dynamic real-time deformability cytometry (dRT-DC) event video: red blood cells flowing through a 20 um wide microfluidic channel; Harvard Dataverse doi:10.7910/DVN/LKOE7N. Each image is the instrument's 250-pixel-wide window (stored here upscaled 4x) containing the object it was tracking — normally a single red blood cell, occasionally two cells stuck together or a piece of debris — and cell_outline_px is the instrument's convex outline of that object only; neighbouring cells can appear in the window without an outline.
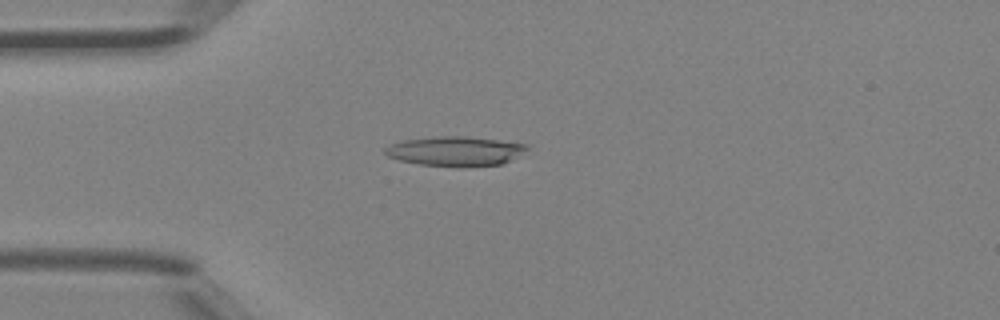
{"species": "Egyptian fruit bat (a non-hibernating species)", "species_latin": "Rousettus aegyptiacus", "temperature_condition": "room temperature", "stored_images_in_passage": 45, "camera_frame_rate_fps": 3000, "um_per_image_px": 0.085, "animal": {"sex": "female"}, "frame": {"image": 1, "passage_image": 12, "time_ms": 3.667, "image_size_px": [1000, 320], "cell_outline_px": [[528, 148], [508, 160], [500, 164], [420, 164], [400, 160], [388, 156], [384, 152], [384, 148], [392, 144], [404, 140], [436, 136], [464, 136], [528, 144]], "centroid_in_image_um": [38.63, 12.79], "position_along_channel_um": 46.4, "area_um2": 23.06}}
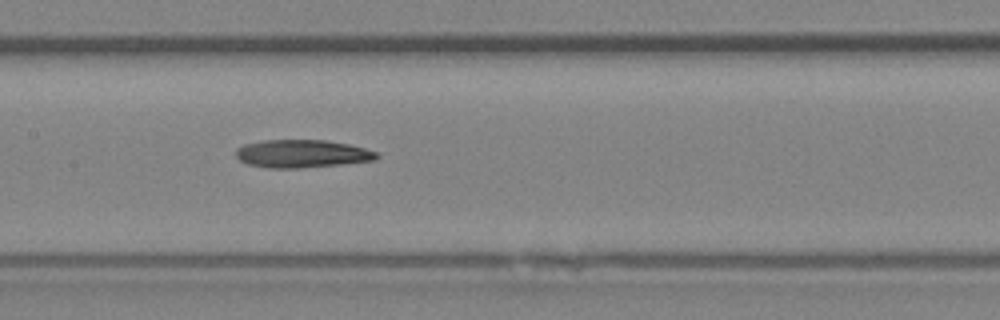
{"frame": {"image": 2, "passage_image": 22, "time_ms": 7.0, "image_size_px": [1000, 320], "cell_outline_px": [[380, 156], [376, 160], [340, 164], [300, 168], [268, 168], [248, 164], [240, 160], [236, 156], [236, 148], [244, 144], [264, 140], [328, 140], [348, 144], [364, 148], [376, 152]], "centroid_in_image_um": [25.66, 13.06], "position_along_channel_um": 181.7, "area_um2": 22.89}}
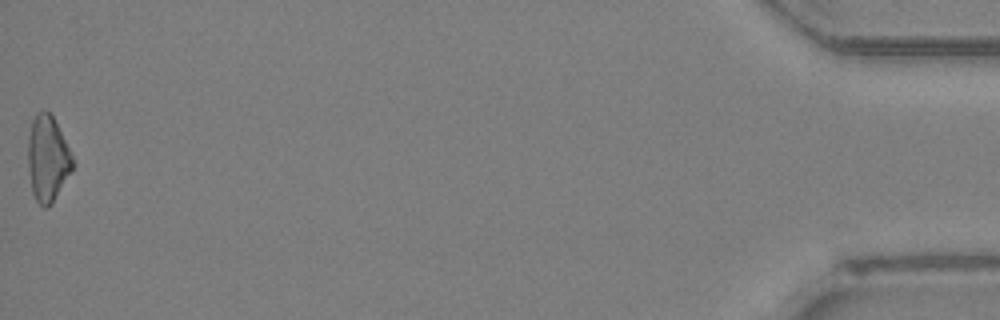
{"frame": {"image": 3, "passage_image": 45, "time_ms": 14.667, "image_size_px": [1000, 320], "cell_outline_px": [[72, 168], [52, 204], [48, 208], [44, 208], [36, 200], [32, 192], [28, 172], [28, 136], [32, 120], [36, 112], [40, 108], [44, 108], [52, 116], [72, 156]], "centroid_in_image_um": [4.0, 13.47], "position_along_channel_um": 431.2, "area_um2": 22.08}}